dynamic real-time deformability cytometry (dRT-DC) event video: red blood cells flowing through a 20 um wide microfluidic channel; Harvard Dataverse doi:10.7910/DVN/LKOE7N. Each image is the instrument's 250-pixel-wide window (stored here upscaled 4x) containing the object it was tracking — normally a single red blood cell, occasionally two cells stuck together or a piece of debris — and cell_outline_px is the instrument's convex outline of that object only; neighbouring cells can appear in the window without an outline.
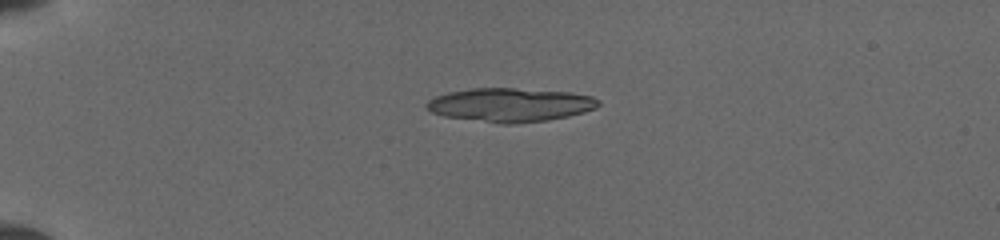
{"species": "common noctule bat (a hibernating species)", "species_latin": "Nyctalus noctula", "temperature_condition": "cold", "stored_images_in_passage": 17, "camera_frame_rate_fps": 3000, "um_per_image_px": 0.085, "animal": {"sex": "female", "body_mass_g": 19.5, "forearm_length_mm": 54.1}, "frame": {"image": 1, "passage_image": 13, "time_ms": 4.333, "image_size_px": [1000, 240], "cell_outline_px": [[600, 104], [596, 108], [584, 112], [568, 116], [548, 120], [512, 124], [500, 124], [444, 116], [432, 112], [424, 104], [428, 100], [436, 96], [448, 92], [472, 88], [516, 88], [572, 92], [592, 96], [600, 100]], "centroid_in_image_um": [43.39, 8.91], "position_along_channel_um": 41.6, "area_um2": 33.99}}